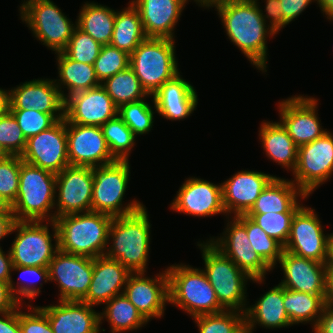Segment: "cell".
<instances>
[{
	"label": "cell",
	"mask_w": 333,
	"mask_h": 333,
	"mask_svg": "<svg viewBox=\"0 0 333 333\" xmlns=\"http://www.w3.org/2000/svg\"><path fill=\"white\" fill-rule=\"evenodd\" d=\"M19 11L33 36L55 53L66 48L77 27L51 0H24Z\"/></svg>",
	"instance_id": "10"
},
{
	"label": "cell",
	"mask_w": 333,
	"mask_h": 333,
	"mask_svg": "<svg viewBox=\"0 0 333 333\" xmlns=\"http://www.w3.org/2000/svg\"><path fill=\"white\" fill-rule=\"evenodd\" d=\"M93 191L91 211L105 213L112 217L132 214L144 205L134 199L123 205V197L130 180L129 160L92 167Z\"/></svg>",
	"instance_id": "8"
},
{
	"label": "cell",
	"mask_w": 333,
	"mask_h": 333,
	"mask_svg": "<svg viewBox=\"0 0 333 333\" xmlns=\"http://www.w3.org/2000/svg\"><path fill=\"white\" fill-rule=\"evenodd\" d=\"M21 159L54 174L69 166L65 118L29 137Z\"/></svg>",
	"instance_id": "15"
},
{
	"label": "cell",
	"mask_w": 333,
	"mask_h": 333,
	"mask_svg": "<svg viewBox=\"0 0 333 333\" xmlns=\"http://www.w3.org/2000/svg\"><path fill=\"white\" fill-rule=\"evenodd\" d=\"M317 4L329 21H333V0H317Z\"/></svg>",
	"instance_id": "59"
},
{
	"label": "cell",
	"mask_w": 333,
	"mask_h": 333,
	"mask_svg": "<svg viewBox=\"0 0 333 333\" xmlns=\"http://www.w3.org/2000/svg\"><path fill=\"white\" fill-rule=\"evenodd\" d=\"M131 272L118 260L100 256L93 258V276L86 296L81 300L89 305L105 304L123 294Z\"/></svg>",
	"instance_id": "27"
},
{
	"label": "cell",
	"mask_w": 333,
	"mask_h": 333,
	"mask_svg": "<svg viewBox=\"0 0 333 333\" xmlns=\"http://www.w3.org/2000/svg\"><path fill=\"white\" fill-rule=\"evenodd\" d=\"M0 215H14L12 205L2 196H0Z\"/></svg>",
	"instance_id": "60"
},
{
	"label": "cell",
	"mask_w": 333,
	"mask_h": 333,
	"mask_svg": "<svg viewBox=\"0 0 333 333\" xmlns=\"http://www.w3.org/2000/svg\"><path fill=\"white\" fill-rule=\"evenodd\" d=\"M113 217L95 211L67 214L55 219L59 250L91 258L104 256Z\"/></svg>",
	"instance_id": "3"
},
{
	"label": "cell",
	"mask_w": 333,
	"mask_h": 333,
	"mask_svg": "<svg viewBox=\"0 0 333 333\" xmlns=\"http://www.w3.org/2000/svg\"><path fill=\"white\" fill-rule=\"evenodd\" d=\"M101 86L118 108L130 102L153 97L142 88L138 77L130 66L104 80Z\"/></svg>",
	"instance_id": "37"
},
{
	"label": "cell",
	"mask_w": 333,
	"mask_h": 333,
	"mask_svg": "<svg viewBox=\"0 0 333 333\" xmlns=\"http://www.w3.org/2000/svg\"><path fill=\"white\" fill-rule=\"evenodd\" d=\"M325 306L333 309V269L329 268L327 273Z\"/></svg>",
	"instance_id": "57"
},
{
	"label": "cell",
	"mask_w": 333,
	"mask_h": 333,
	"mask_svg": "<svg viewBox=\"0 0 333 333\" xmlns=\"http://www.w3.org/2000/svg\"><path fill=\"white\" fill-rule=\"evenodd\" d=\"M47 316L54 333H100V313L78 300H59L58 304L38 306Z\"/></svg>",
	"instance_id": "23"
},
{
	"label": "cell",
	"mask_w": 333,
	"mask_h": 333,
	"mask_svg": "<svg viewBox=\"0 0 333 333\" xmlns=\"http://www.w3.org/2000/svg\"><path fill=\"white\" fill-rule=\"evenodd\" d=\"M282 6L283 19L289 24L295 21L299 15L304 12L312 2H317V0H279Z\"/></svg>",
	"instance_id": "51"
},
{
	"label": "cell",
	"mask_w": 333,
	"mask_h": 333,
	"mask_svg": "<svg viewBox=\"0 0 333 333\" xmlns=\"http://www.w3.org/2000/svg\"><path fill=\"white\" fill-rule=\"evenodd\" d=\"M211 0H194L200 7H204Z\"/></svg>",
	"instance_id": "62"
},
{
	"label": "cell",
	"mask_w": 333,
	"mask_h": 333,
	"mask_svg": "<svg viewBox=\"0 0 333 333\" xmlns=\"http://www.w3.org/2000/svg\"><path fill=\"white\" fill-rule=\"evenodd\" d=\"M110 153L116 160H129L136 136L117 115L101 126Z\"/></svg>",
	"instance_id": "39"
},
{
	"label": "cell",
	"mask_w": 333,
	"mask_h": 333,
	"mask_svg": "<svg viewBox=\"0 0 333 333\" xmlns=\"http://www.w3.org/2000/svg\"><path fill=\"white\" fill-rule=\"evenodd\" d=\"M146 38L141 16L131 2L128 7L116 11L110 45L131 55Z\"/></svg>",
	"instance_id": "34"
},
{
	"label": "cell",
	"mask_w": 333,
	"mask_h": 333,
	"mask_svg": "<svg viewBox=\"0 0 333 333\" xmlns=\"http://www.w3.org/2000/svg\"><path fill=\"white\" fill-rule=\"evenodd\" d=\"M295 212H267L265 214H245L257 223L271 238L285 246Z\"/></svg>",
	"instance_id": "45"
},
{
	"label": "cell",
	"mask_w": 333,
	"mask_h": 333,
	"mask_svg": "<svg viewBox=\"0 0 333 333\" xmlns=\"http://www.w3.org/2000/svg\"><path fill=\"white\" fill-rule=\"evenodd\" d=\"M15 221L14 215H0V241L12 234L11 230Z\"/></svg>",
	"instance_id": "56"
},
{
	"label": "cell",
	"mask_w": 333,
	"mask_h": 333,
	"mask_svg": "<svg viewBox=\"0 0 333 333\" xmlns=\"http://www.w3.org/2000/svg\"><path fill=\"white\" fill-rule=\"evenodd\" d=\"M130 55L110 45L101 47L94 62V69L100 83L129 66Z\"/></svg>",
	"instance_id": "43"
},
{
	"label": "cell",
	"mask_w": 333,
	"mask_h": 333,
	"mask_svg": "<svg viewBox=\"0 0 333 333\" xmlns=\"http://www.w3.org/2000/svg\"><path fill=\"white\" fill-rule=\"evenodd\" d=\"M27 139L17 120L9 111L0 115V146L8 155H20L24 152Z\"/></svg>",
	"instance_id": "47"
},
{
	"label": "cell",
	"mask_w": 333,
	"mask_h": 333,
	"mask_svg": "<svg viewBox=\"0 0 333 333\" xmlns=\"http://www.w3.org/2000/svg\"><path fill=\"white\" fill-rule=\"evenodd\" d=\"M148 215L144 205L132 214L113 217L110 225L107 244L112 245L107 246L104 256L118 260L131 273L147 271L151 242Z\"/></svg>",
	"instance_id": "2"
},
{
	"label": "cell",
	"mask_w": 333,
	"mask_h": 333,
	"mask_svg": "<svg viewBox=\"0 0 333 333\" xmlns=\"http://www.w3.org/2000/svg\"><path fill=\"white\" fill-rule=\"evenodd\" d=\"M237 333H250L249 330L244 325Z\"/></svg>",
	"instance_id": "64"
},
{
	"label": "cell",
	"mask_w": 333,
	"mask_h": 333,
	"mask_svg": "<svg viewBox=\"0 0 333 333\" xmlns=\"http://www.w3.org/2000/svg\"><path fill=\"white\" fill-rule=\"evenodd\" d=\"M259 139L266 157L294 171L297 165L298 147L281 122L263 120L259 128Z\"/></svg>",
	"instance_id": "31"
},
{
	"label": "cell",
	"mask_w": 333,
	"mask_h": 333,
	"mask_svg": "<svg viewBox=\"0 0 333 333\" xmlns=\"http://www.w3.org/2000/svg\"><path fill=\"white\" fill-rule=\"evenodd\" d=\"M66 133L69 165L98 167L116 161L101 127L66 123Z\"/></svg>",
	"instance_id": "20"
},
{
	"label": "cell",
	"mask_w": 333,
	"mask_h": 333,
	"mask_svg": "<svg viewBox=\"0 0 333 333\" xmlns=\"http://www.w3.org/2000/svg\"><path fill=\"white\" fill-rule=\"evenodd\" d=\"M19 304L12 295L9 284L0 281V314L14 310Z\"/></svg>",
	"instance_id": "53"
},
{
	"label": "cell",
	"mask_w": 333,
	"mask_h": 333,
	"mask_svg": "<svg viewBox=\"0 0 333 333\" xmlns=\"http://www.w3.org/2000/svg\"><path fill=\"white\" fill-rule=\"evenodd\" d=\"M12 271H18L20 272V276L18 279V282L16 283L17 286H15V282L11 279L9 282V287L11 290L12 295L14 298L20 303L24 304L23 299H29L33 300L36 296H38L41 292V287L42 283H40V287H37V280H42L46 283L49 281V268L48 267H36V266H18V265H13L12 266ZM31 276L33 278H36L37 282L35 283L34 280L30 281L31 278L26 279L25 276ZM24 276V278H23ZM23 278V279H22ZM27 280V281H26ZM20 284V285H19Z\"/></svg>",
	"instance_id": "41"
},
{
	"label": "cell",
	"mask_w": 333,
	"mask_h": 333,
	"mask_svg": "<svg viewBox=\"0 0 333 333\" xmlns=\"http://www.w3.org/2000/svg\"><path fill=\"white\" fill-rule=\"evenodd\" d=\"M12 266L10 251H7V254H5L2 247H0V281L9 284L12 279Z\"/></svg>",
	"instance_id": "55"
},
{
	"label": "cell",
	"mask_w": 333,
	"mask_h": 333,
	"mask_svg": "<svg viewBox=\"0 0 333 333\" xmlns=\"http://www.w3.org/2000/svg\"><path fill=\"white\" fill-rule=\"evenodd\" d=\"M328 267L333 269V233H330L329 237V258H328Z\"/></svg>",
	"instance_id": "61"
},
{
	"label": "cell",
	"mask_w": 333,
	"mask_h": 333,
	"mask_svg": "<svg viewBox=\"0 0 333 333\" xmlns=\"http://www.w3.org/2000/svg\"><path fill=\"white\" fill-rule=\"evenodd\" d=\"M17 120L26 139L49 129L58 120L64 118V114H47L33 109L9 110Z\"/></svg>",
	"instance_id": "46"
},
{
	"label": "cell",
	"mask_w": 333,
	"mask_h": 333,
	"mask_svg": "<svg viewBox=\"0 0 333 333\" xmlns=\"http://www.w3.org/2000/svg\"><path fill=\"white\" fill-rule=\"evenodd\" d=\"M49 281L56 282L59 300L81 301L93 276V258L58 250L49 264Z\"/></svg>",
	"instance_id": "14"
},
{
	"label": "cell",
	"mask_w": 333,
	"mask_h": 333,
	"mask_svg": "<svg viewBox=\"0 0 333 333\" xmlns=\"http://www.w3.org/2000/svg\"><path fill=\"white\" fill-rule=\"evenodd\" d=\"M265 12L259 7L260 14L268 26L276 33L288 25L283 19L282 6L279 0H265ZM268 19V20H266Z\"/></svg>",
	"instance_id": "50"
},
{
	"label": "cell",
	"mask_w": 333,
	"mask_h": 333,
	"mask_svg": "<svg viewBox=\"0 0 333 333\" xmlns=\"http://www.w3.org/2000/svg\"><path fill=\"white\" fill-rule=\"evenodd\" d=\"M77 20V27L89 34L100 45L110 44L116 10L96 2H84Z\"/></svg>",
	"instance_id": "33"
},
{
	"label": "cell",
	"mask_w": 333,
	"mask_h": 333,
	"mask_svg": "<svg viewBox=\"0 0 333 333\" xmlns=\"http://www.w3.org/2000/svg\"><path fill=\"white\" fill-rule=\"evenodd\" d=\"M235 217L246 227L248 239L253 250L274 269L284 250L283 246L274 238H271L249 216L243 214Z\"/></svg>",
	"instance_id": "38"
},
{
	"label": "cell",
	"mask_w": 333,
	"mask_h": 333,
	"mask_svg": "<svg viewBox=\"0 0 333 333\" xmlns=\"http://www.w3.org/2000/svg\"><path fill=\"white\" fill-rule=\"evenodd\" d=\"M49 226H52L53 235L50 234ZM13 232H17L9 248L13 265L49 267L59 250L55 221H15L11 230Z\"/></svg>",
	"instance_id": "9"
},
{
	"label": "cell",
	"mask_w": 333,
	"mask_h": 333,
	"mask_svg": "<svg viewBox=\"0 0 333 333\" xmlns=\"http://www.w3.org/2000/svg\"><path fill=\"white\" fill-rule=\"evenodd\" d=\"M266 329L292 326L283 303V286L278 284L262 295L255 304L247 306L245 326L253 333L256 325Z\"/></svg>",
	"instance_id": "30"
},
{
	"label": "cell",
	"mask_w": 333,
	"mask_h": 333,
	"mask_svg": "<svg viewBox=\"0 0 333 333\" xmlns=\"http://www.w3.org/2000/svg\"><path fill=\"white\" fill-rule=\"evenodd\" d=\"M323 230L315 209L302 205L292 218L290 234L283 248L300 257L327 264L330 234L325 235Z\"/></svg>",
	"instance_id": "12"
},
{
	"label": "cell",
	"mask_w": 333,
	"mask_h": 333,
	"mask_svg": "<svg viewBox=\"0 0 333 333\" xmlns=\"http://www.w3.org/2000/svg\"><path fill=\"white\" fill-rule=\"evenodd\" d=\"M258 0H211L204 8L215 7L228 39L262 73L267 72V38L276 34L264 21Z\"/></svg>",
	"instance_id": "1"
},
{
	"label": "cell",
	"mask_w": 333,
	"mask_h": 333,
	"mask_svg": "<svg viewBox=\"0 0 333 333\" xmlns=\"http://www.w3.org/2000/svg\"><path fill=\"white\" fill-rule=\"evenodd\" d=\"M31 312H22L19 304V326L21 333H54L46 314L38 307L27 304Z\"/></svg>",
	"instance_id": "49"
},
{
	"label": "cell",
	"mask_w": 333,
	"mask_h": 333,
	"mask_svg": "<svg viewBox=\"0 0 333 333\" xmlns=\"http://www.w3.org/2000/svg\"><path fill=\"white\" fill-rule=\"evenodd\" d=\"M274 177L261 171L241 170L221 183L227 216L246 214Z\"/></svg>",
	"instance_id": "24"
},
{
	"label": "cell",
	"mask_w": 333,
	"mask_h": 333,
	"mask_svg": "<svg viewBox=\"0 0 333 333\" xmlns=\"http://www.w3.org/2000/svg\"><path fill=\"white\" fill-rule=\"evenodd\" d=\"M291 181L307 196L333 174V133L327 130L313 142L298 147L297 165Z\"/></svg>",
	"instance_id": "11"
},
{
	"label": "cell",
	"mask_w": 333,
	"mask_h": 333,
	"mask_svg": "<svg viewBox=\"0 0 333 333\" xmlns=\"http://www.w3.org/2000/svg\"><path fill=\"white\" fill-rule=\"evenodd\" d=\"M101 47L102 45L95 41L89 34L76 27L68 45L62 52L72 60L94 65Z\"/></svg>",
	"instance_id": "44"
},
{
	"label": "cell",
	"mask_w": 333,
	"mask_h": 333,
	"mask_svg": "<svg viewBox=\"0 0 333 333\" xmlns=\"http://www.w3.org/2000/svg\"><path fill=\"white\" fill-rule=\"evenodd\" d=\"M118 115V107L100 85L76 92L65 99L66 123L101 127Z\"/></svg>",
	"instance_id": "21"
},
{
	"label": "cell",
	"mask_w": 333,
	"mask_h": 333,
	"mask_svg": "<svg viewBox=\"0 0 333 333\" xmlns=\"http://www.w3.org/2000/svg\"><path fill=\"white\" fill-rule=\"evenodd\" d=\"M8 154L0 146V160L6 157Z\"/></svg>",
	"instance_id": "63"
},
{
	"label": "cell",
	"mask_w": 333,
	"mask_h": 333,
	"mask_svg": "<svg viewBox=\"0 0 333 333\" xmlns=\"http://www.w3.org/2000/svg\"><path fill=\"white\" fill-rule=\"evenodd\" d=\"M304 95H293L279 101L280 122L288 131L295 145L313 142L326 133L320 124L318 115V99Z\"/></svg>",
	"instance_id": "17"
},
{
	"label": "cell",
	"mask_w": 333,
	"mask_h": 333,
	"mask_svg": "<svg viewBox=\"0 0 333 333\" xmlns=\"http://www.w3.org/2000/svg\"><path fill=\"white\" fill-rule=\"evenodd\" d=\"M55 190L56 174L21 159L19 188L12 205L15 220L55 221Z\"/></svg>",
	"instance_id": "4"
},
{
	"label": "cell",
	"mask_w": 333,
	"mask_h": 333,
	"mask_svg": "<svg viewBox=\"0 0 333 333\" xmlns=\"http://www.w3.org/2000/svg\"><path fill=\"white\" fill-rule=\"evenodd\" d=\"M166 270L169 278V304L179 307L192 318L224 311L201 268L178 263L170 265Z\"/></svg>",
	"instance_id": "6"
},
{
	"label": "cell",
	"mask_w": 333,
	"mask_h": 333,
	"mask_svg": "<svg viewBox=\"0 0 333 333\" xmlns=\"http://www.w3.org/2000/svg\"><path fill=\"white\" fill-rule=\"evenodd\" d=\"M105 304L103 312H100V324L106 319L110 324L111 333L139 330L148 323L124 293L113 297Z\"/></svg>",
	"instance_id": "36"
},
{
	"label": "cell",
	"mask_w": 333,
	"mask_h": 333,
	"mask_svg": "<svg viewBox=\"0 0 333 333\" xmlns=\"http://www.w3.org/2000/svg\"><path fill=\"white\" fill-rule=\"evenodd\" d=\"M189 0H131L147 38L175 40L174 28Z\"/></svg>",
	"instance_id": "26"
},
{
	"label": "cell",
	"mask_w": 333,
	"mask_h": 333,
	"mask_svg": "<svg viewBox=\"0 0 333 333\" xmlns=\"http://www.w3.org/2000/svg\"><path fill=\"white\" fill-rule=\"evenodd\" d=\"M0 333H21L19 305L12 311L0 314Z\"/></svg>",
	"instance_id": "52"
},
{
	"label": "cell",
	"mask_w": 333,
	"mask_h": 333,
	"mask_svg": "<svg viewBox=\"0 0 333 333\" xmlns=\"http://www.w3.org/2000/svg\"><path fill=\"white\" fill-rule=\"evenodd\" d=\"M180 73L165 82L153 95L159 116L171 121H180L191 116L198 104L195 88L181 77Z\"/></svg>",
	"instance_id": "28"
},
{
	"label": "cell",
	"mask_w": 333,
	"mask_h": 333,
	"mask_svg": "<svg viewBox=\"0 0 333 333\" xmlns=\"http://www.w3.org/2000/svg\"><path fill=\"white\" fill-rule=\"evenodd\" d=\"M20 168V155H7L0 160V196L11 205L17 198Z\"/></svg>",
	"instance_id": "48"
},
{
	"label": "cell",
	"mask_w": 333,
	"mask_h": 333,
	"mask_svg": "<svg viewBox=\"0 0 333 333\" xmlns=\"http://www.w3.org/2000/svg\"><path fill=\"white\" fill-rule=\"evenodd\" d=\"M199 333H237L245 325V313L224 310L193 318Z\"/></svg>",
	"instance_id": "42"
},
{
	"label": "cell",
	"mask_w": 333,
	"mask_h": 333,
	"mask_svg": "<svg viewBox=\"0 0 333 333\" xmlns=\"http://www.w3.org/2000/svg\"><path fill=\"white\" fill-rule=\"evenodd\" d=\"M227 219L222 235L210 237L209 241L253 279L252 282L262 284L267 272L273 269L253 250L246 227L235 216Z\"/></svg>",
	"instance_id": "13"
},
{
	"label": "cell",
	"mask_w": 333,
	"mask_h": 333,
	"mask_svg": "<svg viewBox=\"0 0 333 333\" xmlns=\"http://www.w3.org/2000/svg\"><path fill=\"white\" fill-rule=\"evenodd\" d=\"M283 303L292 325L310 322L314 328L325 307V295H312L283 287Z\"/></svg>",
	"instance_id": "35"
},
{
	"label": "cell",
	"mask_w": 333,
	"mask_h": 333,
	"mask_svg": "<svg viewBox=\"0 0 333 333\" xmlns=\"http://www.w3.org/2000/svg\"><path fill=\"white\" fill-rule=\"evenodd\" d=\"M57 55L58 77L54 79L56 86L65 100L73 93L92 89L101 85L96 77L94 65L81 63L68 58L63 52ZM65 86V87H64ZM63 87V90H62ZM66 88L68 93H64Z\"/></svg>",
	"instance_id": "32"
},
{
	"label": "cell",
	"mask_w": 333,
	"mask_h": 333,
	"mask_svg": "<svg viewBox=\"0 0 333 333\" xmlns=\"http://www.w3.org/2000/svg\"><path fill=\"white\" fill-rule=\"evenodd\" d=\"M154 106L147 103V99L136 102H130L121 105L118 108V116L132 130L134 135L148 134L154 126V113H157L155 103ZM155 112H154V110Z\"/></svg>",
	"instance_id": "40"
},
{
	"label": "cell",
	"mask_w": 333,
	"mask_h": 333,
	"mask_svg": "<svg viewBox=\"0 0 333 333\" xmlns=\"http://www.w3.org/2000/svg\"><path fill=\"white\" fill-rule=\"evenodd\" d=\"M124 295L141 315L150 322L161 318L169 304V278L167 270L159 272L154 278L145 272L131 273L124 288Z\"/></svg>",
	"instance_id": "18"
},
{
	"label": "cell",
	"mask_w": 333,
	"mask_h": 333,
	"mask_svg": "<svg viewBox=\"0 0 333 333\" xmlns=\"http://www.w3.org/2000/svg\"><path fill=\"white\" fill-rule=\"evenodd\" d=\"M10 110V90L0 88V115Z\"/></svg>",
	"instance_id": "58"
},
{
	"label": "cell",
	"mask_w": 333,
	"mask_h": 333,
	"mask_svg": "<svg viewBox=\"0 0 333 333\" xmlns=\"http://www.w3.org/2000/svg\"><path fill=\"white\" fill-rule=\"evenodd\" d=\"M312 331L314 333H333V309L324 307Z\"/></svg>",
	"instance_id": "54"
},
{
	"label": "cell",
	"mask_w": 333,
	"mask_h": 333,
	"mask_svg": "<svg viewBox=\"0 0 333 333\" xmlns=\"http://www.w3.org/2000/svg\"><path fill=\"white\" fill-rule=\"evenodd\" d=\"M278 262L284 273V278L279 284L284 288L312 295H326L328 264L306 259L285 250Z\"/></svg>",
	"instance_id": "22"
},
{
	"label": "cell",
	"mask_w": 333,
	"mask_h": 333,
	"mask_svg": "<svg viewBox=\"0 0 333 333\" xmlns=\"http://www.w3.org/2000/svg\"><path fill=\"white\" fill-rule=\"evenodd\" d=\"M205 268L202 270L213 287L217 300L224 310L245 313L247 282L251 279L237 265L216 248L209 240L197 242Z\"/></svg>",
	"instance_id": "5"
},
{
	"label": "cell",
	"mask_w": 333,
	"mask_h": 333,
	"mask_svg": "<svg viewBox=\"0 0 333 333\" xmlns=\"http://www.w3.org/2000/svg\"><path fill=\"white\" fill-rule=\"evenodd\" d=\"M172 211L195 217H210L227 213L223 206L222 184L189 177L170 204Z\"/></svg>",
	"instance_id": "19"
},
{
	"label": "cell",
	"mask_w": 333,
	"mask_h": 333,
	"mask_svg": "<svg viewBox=\"0 0 333 333\" xmlns=\"http://www.w3.org/2000/svg\"><path fill=\"white\" fill-rule=\"evenodd\" d=\"M65 100L54 79H33L12 87L10 110L33 109L47 114H64Z\"/></svg>",
	"instance_id": "25"
},
{
	"label": "cell",
	"mask_w": 333,
	"mask_h": 333,
	"mask_svg": "<svg viewBox=\"0 0 333 333\" xmlns=\"http://www.w3.org/2000/svg\"><path fill=\"white\" fill-rule=\"evenodd\" d=\"M92 191V167H65L56 174L55 219L67 214L91 211Z\"/></svg>",
	"instance_id": "16"
},
{
	"label": "cell",
	"mask_w": 333,
	"mask_h": 333,
	"mask_svg": "<svg viewBox=\"0 0 333 333\" xmlns=\"http://www.w3.org/2000/svg\"><path fill=\"white\" fill-rule=\"evenodd\" d=\"M300 199H307L291 180L274 177L260 193L251 209L246 214H265L267 212H296L303 204ZM299 201V202H298Z\"/></svg>",
	"instance_id": "29"
},
{
	"label": "cell",
	"mask_w": 333,
	"mask_h": 333,
	"mask_svg": "<svg viewBox=\"0 0 333 333\" xmlns=\"http://www.w3.org/2000/svg\"><path fill=\"white\" fill-rule=\"evenodd\" d=\"M175 52V40L146 38L130 55L129 66L148 95L180 73Z\"/></svg>",
	"instance_id": "7"
}]
</instances>
